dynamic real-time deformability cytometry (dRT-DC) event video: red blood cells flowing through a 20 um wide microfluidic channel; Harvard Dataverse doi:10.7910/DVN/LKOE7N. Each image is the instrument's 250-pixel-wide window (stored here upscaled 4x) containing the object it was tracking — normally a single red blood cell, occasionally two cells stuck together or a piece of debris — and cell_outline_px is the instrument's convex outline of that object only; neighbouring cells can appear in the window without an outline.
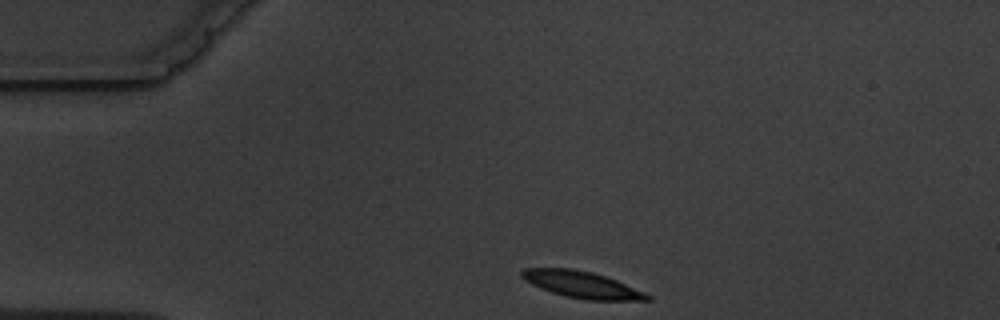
{"species": "common noctule bat (a hibernating species)", "species_latin": "Nyctalus noctula", "temperature_condition": "warm", "stored_images_in_passage": 8, "camera_frame_rate_fps": 3000, "um_per_image_px": 0.085, "animal": {"sex": "male", "body_mass_g": 19.5, "forearm_length_mm": 54.6}, "frame": {"image": 1, "passage_image": 1, "time_ms": 0.0, "image_size_px": [1000, 320], "cell_outline_px": [[652, 300], [588, 300], [564, 296], [540, 288], [524, 280], [520, 276], [520, 272], [524, 268], [576, 268], [592, 272], [616, 280], [644, 292], [652, 296]], "centroid_in_image_um": [49.43, 24.18], "position_along_channel_um": 35.6, "area_um2": 19.48}}
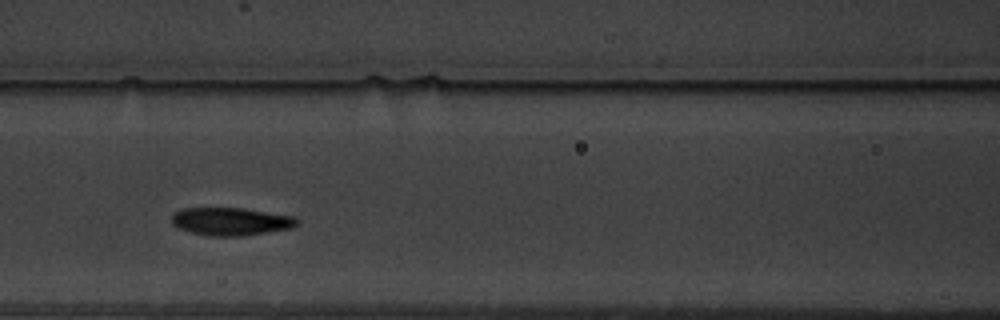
{"frame": {"image": 2, "passage_image": 5, "time_ms": 4.333, "image_size_px": [1000, 320], "cell_outline_px": [[300, 220], [292, 228], [268, 232], [240, 236], [208, 236], [176, 228], [172, 224], [172, 216], [176, 212], [184, 208], [244, 208], [296, 216]], "centroid_in_image_um": [19.65, 18.82], "position_along_channel_um": 147.0, "area_um2": 20.46}}
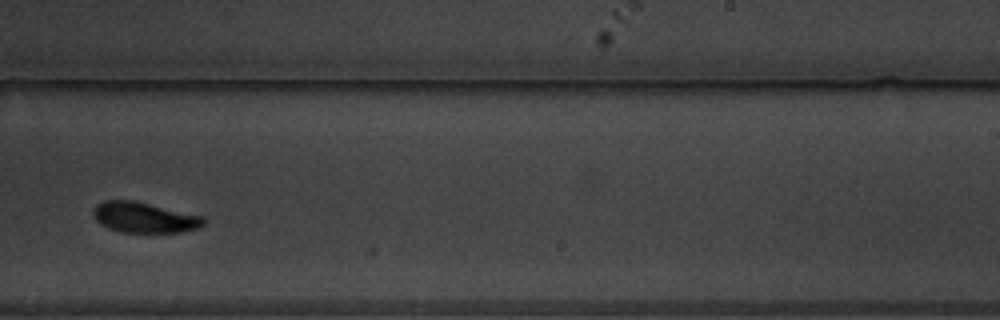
{"frame": {"image": 3, "passage_image": 8, "time_ms": 8.0, "image_size_px": [1000, 320], "cell_outline_px": [[208, 220], [200, 228], [180, 232], [120, 232], [108, 228], [100, 224], [96, 220], [92, 212], [96, 204], [104, 200], [132, 200], [204, 216]], "centroid_in_image_um": [12.28, 18.48], "position_along_channel_um": 276.7, "area_um2": 19.77}}